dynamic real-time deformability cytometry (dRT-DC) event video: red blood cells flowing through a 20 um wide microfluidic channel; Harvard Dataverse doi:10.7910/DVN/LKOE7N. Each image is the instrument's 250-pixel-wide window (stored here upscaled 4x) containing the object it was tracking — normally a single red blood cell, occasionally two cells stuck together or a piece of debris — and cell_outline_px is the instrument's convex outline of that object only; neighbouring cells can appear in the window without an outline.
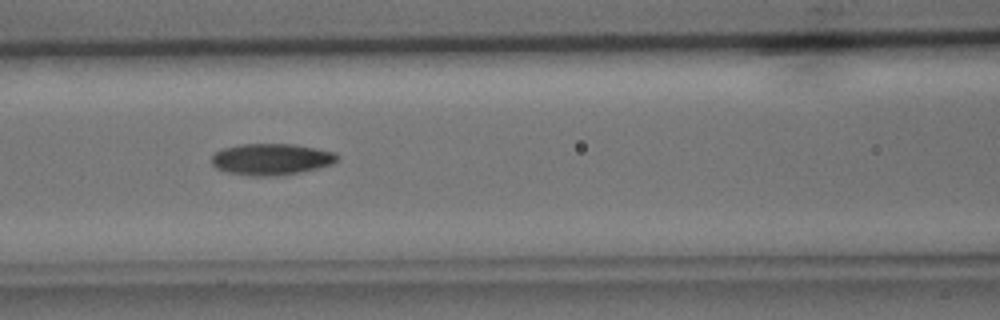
{"species": "common noctule bat (a hibernating species)", "species_latin": "Nyctalus noctula", "temperature_condition": "cold", "stored_images_in_passage": 10, "camera_frame_rate_fps": 3000, "um_per_image_px": 0.085, "animal": {"sex": "male", "body_mass_g": 15.6}, "frame": {"image": 1, "passage_image": 7, "time_ms": 7.0, "image_size_px": [1000, 320], "cell_outline_px": [[340, 156], [332, 164], [300, 172], [272, 176], [252, 176], [228, 172], [216, 168], [212, 164], [212, 156], [216, 152], [224, 148], [240, 144], [296, 144], [336, 152]], "centroid_in_image_um": [23.07, 13.53], "position_along_channel_um": 143.5, "area_um2": 22.95}}
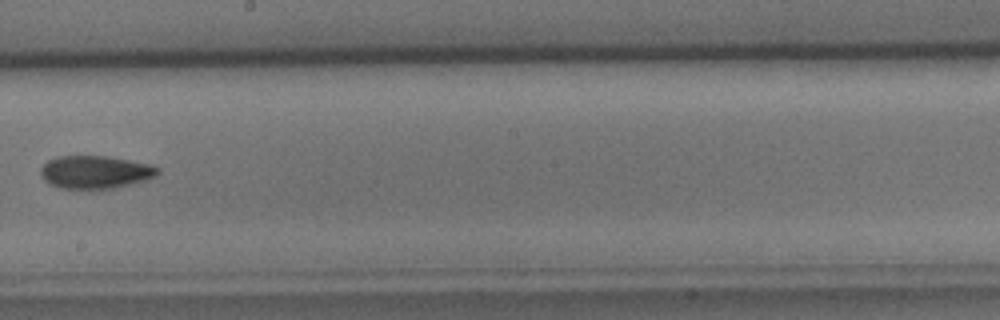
{"frame": {"image": 2, "passage_image": 9, "time_ms": 9.333, "image_size_px": [1000, 320], "cell_outline_px": [[160, 172], [156, 176], [144, 180], [116, 188], [60, 188], [44, 180], [40, 176], [40, 168], [48, 160], [56, 156], [104, 156], [128, 160], [148, 164], [160, 168]], "centroid_in_image_um": [8.08, 14.62], "position_along_channel_um": 240.1, "area_um2": 22.25}}
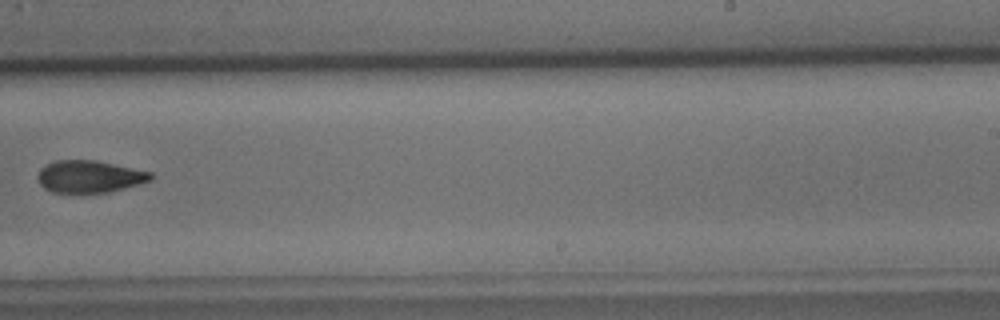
{"frame": {"image": 3, "passage_image": 10, "time_ms": 10.333, "image_size_px": [1000, 320], "cell_outline_px": [[152, 180], [108, 192], [52, 192], [44, 188], [40, 184], [36, 176], [40, 168], [44, 164], [56, 160], [96, 160], [152, 172]], "centroid_in_image_um": [7.56, 14.99], "position_along_channel_um": 281.4, "area_um2": 21.15}}